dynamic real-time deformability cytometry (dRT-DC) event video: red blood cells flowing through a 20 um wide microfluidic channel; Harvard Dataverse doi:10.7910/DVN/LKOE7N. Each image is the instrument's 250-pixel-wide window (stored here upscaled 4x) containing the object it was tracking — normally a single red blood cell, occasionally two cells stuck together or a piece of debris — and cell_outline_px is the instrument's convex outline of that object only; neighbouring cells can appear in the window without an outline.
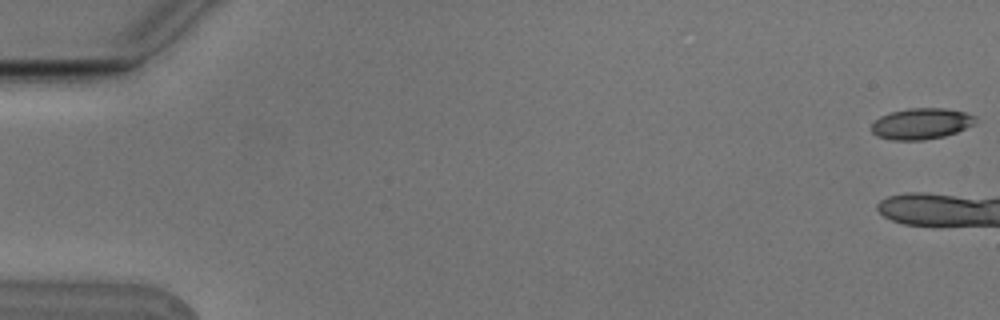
{"species": "Egyptian fruit bat (a non-hibernating species)", "species_latin": "Rousettus aegyptiacus", "temperature_condition": "cold", "stored_images_in_passage": 5, "camera_frame_rate_fps": 3000, "um_per_image_px": 0.085, "animal": {"sex": "male"}, "frame": {"image": 1, "passage_image": 1, "time_ms": 0.0, "image_size_px": [1000, 320], "cell_outline_px": [[976, 120], [972, 124], [956, 132], [944, 136], [924, 140], [892, 140], [876, 136], [872, 132], [872, 124], [880, 116], [892, 112], [908, 108], [944, 108], [964, 112], [976, 116]], "centroid_in_image_um": [78.29, 10.51], "position_along_channel_um": 6.7, "area_um2": 18.67}}